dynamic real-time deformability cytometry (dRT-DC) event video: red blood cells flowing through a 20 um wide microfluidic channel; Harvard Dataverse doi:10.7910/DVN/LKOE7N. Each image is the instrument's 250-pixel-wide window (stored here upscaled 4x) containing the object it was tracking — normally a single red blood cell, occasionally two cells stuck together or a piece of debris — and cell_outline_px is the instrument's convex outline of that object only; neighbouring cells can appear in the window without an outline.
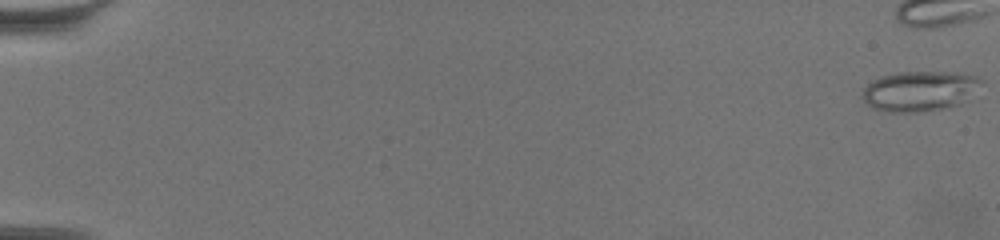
{"species": "common noctule bat (a hibernating species)", "species_latin": "Nyctalus noctula", "temperature_condition": "warm", "stored_images_in_passage": 52, "camera_frame_rate_fps": 3000, "um_per_image_px": 0.085, "animal": {"sex": "female", "body_mass_g": 19.5, "forearm_length_mm": 54.1}, "frame": {"image": 1, "passage_image": 1, "time_ms": 0.0, "image_size_px": [1000, 240], "cell_outline_px": [[984, 80], [960, 104], [944, 108], [916, 112], [884, 112], [872, 108], [860, 96], [864, 88], [872, 80], [884, 76], [900, 72], [952, 72], [976, 76]], "centroid_in_image_um": [78.11, 7.74], "position_along_channel_um": 6.9, "area_um2": 27.51}}
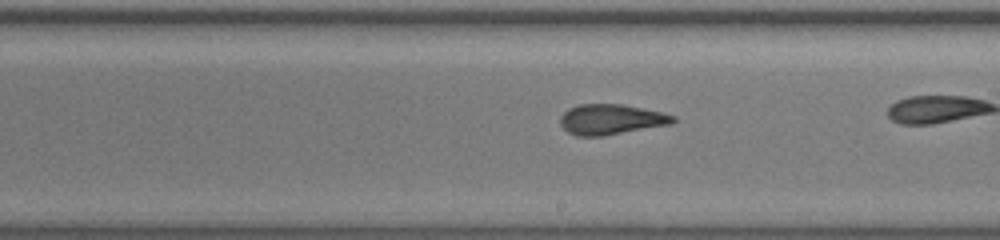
{"frame": {"image": 2, "passage_image": 39, "time_ms": 12.667, "image_size_px": [1000, 240], "cell_outline_px": [[676, 120], [672, 124], [604, 136], [576, 136], [568, 132], [560, 124], [560, 116], [568, 108], [580, 104], [620, 104], [660, 112], [676, 116]], "centroid_in_image_um": [51.92, 10.16], "position_along_channel_um": 237.1, "area_um2": 19.94}}
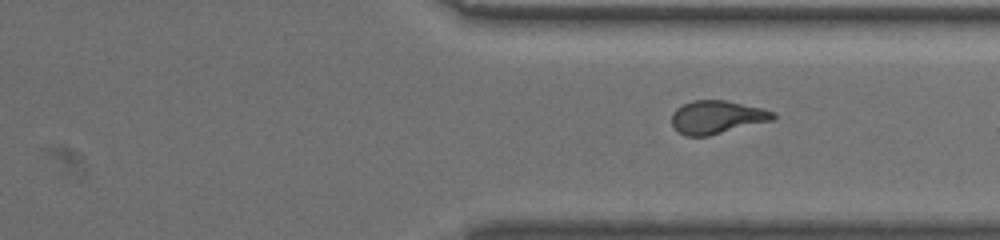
{"frame": {"image": 3, "passage_image": 49, "time_ms": 16.0, "image_size_px": [1000, 240], "cell_outline_px": [[776, 120], [708, 136], [684, 136], [672, 124], [672, 112], [676, 108], [692, 100], [724, 100], [764, 108], [776, 112]], "centroid_in_image_um": [60.99, 9.96], "position_along_channel_um": 350.4, "area_um2": 19.83}}